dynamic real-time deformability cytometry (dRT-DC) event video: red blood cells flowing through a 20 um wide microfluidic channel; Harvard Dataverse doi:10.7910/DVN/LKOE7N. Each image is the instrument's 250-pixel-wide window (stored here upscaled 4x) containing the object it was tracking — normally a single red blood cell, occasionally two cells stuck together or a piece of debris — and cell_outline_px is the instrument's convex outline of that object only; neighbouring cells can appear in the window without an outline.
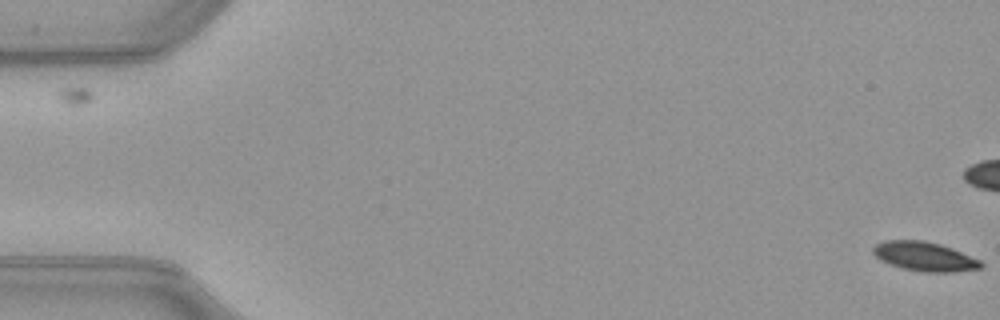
{"species": "common noctule bat (a hibernating species)", "species_latin": "Nyctalus noctula", "temperature_condition": "warm", "stored_images_in_passage": 11, "camera_frame_rate_fps": 3000, "um_per_image_px": 0.085, "animal": {"sex": "female", "body_mass_g": 21.9}, "frame": {"image": 1, "passage_image": 1, "time_ms": 0.0, "image_size_px": [1000, 320], "cell_outline_px": [[984, 264], [980, 268], [952, 272], [924, 272], [904, 268], [880, 260], [872, 252], [872, 248], [876, 244], [884, 240], [924, 240], [940, 244], [952, 248], [980, 260]], "centroid_in_image_um": [78.58, 21.79], "position_along_channel_um": 6.4, "area_um2": 18.21}}